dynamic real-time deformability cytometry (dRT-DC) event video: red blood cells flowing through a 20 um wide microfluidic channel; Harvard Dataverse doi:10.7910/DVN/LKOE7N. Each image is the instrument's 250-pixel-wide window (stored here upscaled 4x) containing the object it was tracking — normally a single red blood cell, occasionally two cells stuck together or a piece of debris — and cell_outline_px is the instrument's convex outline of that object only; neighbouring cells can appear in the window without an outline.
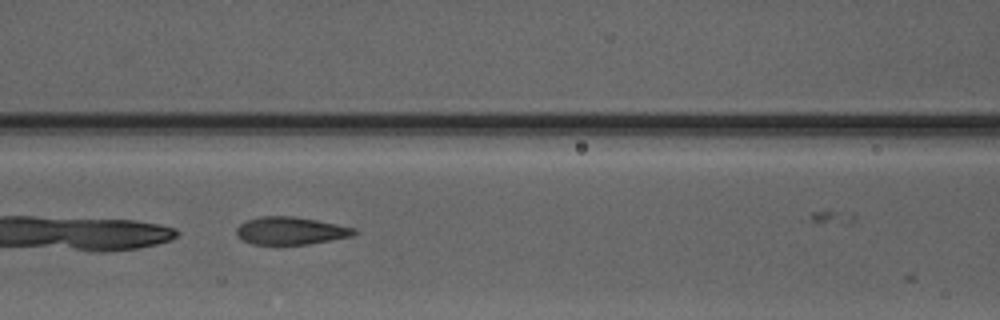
{"species": "Egyptian fruit bat (a non-hibernating species)", "species_latin": "Rousettus aegyptiacus", "temperature_condition": "warm", "stored_images_in_passage": 7, "camera_frame_rate_fps": 3000, "um_per_image_px": 0.085, "animal": {"sex": "male"}, "frame": {"image": 1, "passage_image": 4, "time_ms": 1.0, "image_size_px": [1000, 320], "cell_outline_px": [[360, 232], [352, 236], [308, 244], [252, 244], [244, 240], [236, 232], [236, 228], [240, 224], [248, 220], [260, 216], [292, 216], [316, 220], [356, 228]], "centroid_in_image_um": [24.74, 19.61], "position_along_channel_um": 141.9, "area_um2": 18.79}}